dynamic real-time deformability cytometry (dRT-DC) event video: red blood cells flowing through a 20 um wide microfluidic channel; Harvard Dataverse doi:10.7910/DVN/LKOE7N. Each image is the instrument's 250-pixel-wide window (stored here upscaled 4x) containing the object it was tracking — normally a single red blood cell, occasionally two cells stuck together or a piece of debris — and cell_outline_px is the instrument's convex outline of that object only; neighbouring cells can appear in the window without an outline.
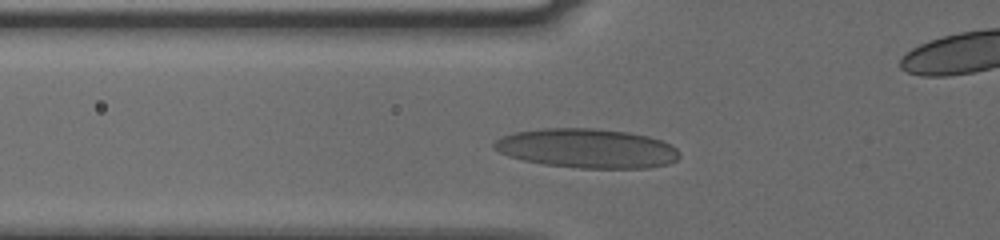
{"species": "human", "species_latin": "Homo sapiens", "temperature_condition": "cold", "stored_images_in_passage": 29, "camera_frame_rate_fps": 3000, "um_per_image_px": 0.085, "donor": {"sex": "male"}, "frame": {"image": 1, "passage_image": 2, "time_ms": 0.333, "image_size_px": [1000, 240], "cell_outline_px": [[680, 156], [676, 160], [668, 164], [648, 168], [580, 168], [544, 164], [524, 160], [508, 156], [492, 148], [492, 144], [500, 136], [516, 132], [544, 128], [592, 128], [628, 132], [648, 136], [672, 144], [680, 152]], "centroid_in_image_um": [49.9, 12.61], "position_along_channel_um": 75.9, "area_um2": 42.6}}
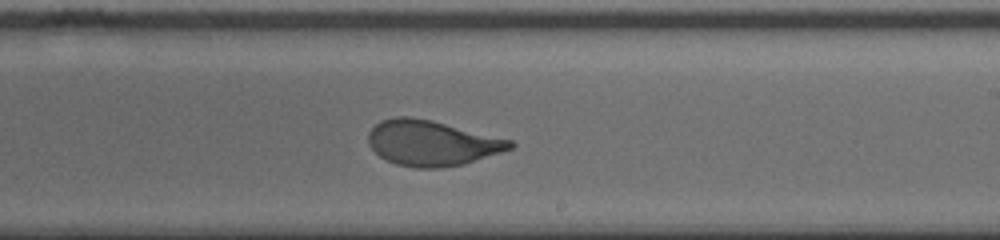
{"frame": {"image": 2, "passage_image": 16, "time_ms": 5.0, "image_size_px": [1000, 240], "cell_outline_px": [[516, 144], [512, 148], [464, 164], [440, 168], [416, 168], [396, 164], [380, 156], [368, 144], [368, 132], [380, 120], [396, 116], [408, 116], [432, 120], [512, 140]], "centroid_in_image_um": [36.69, 12.15], "position_along_channel_um": 252.3, "area_um2": 37.4}}
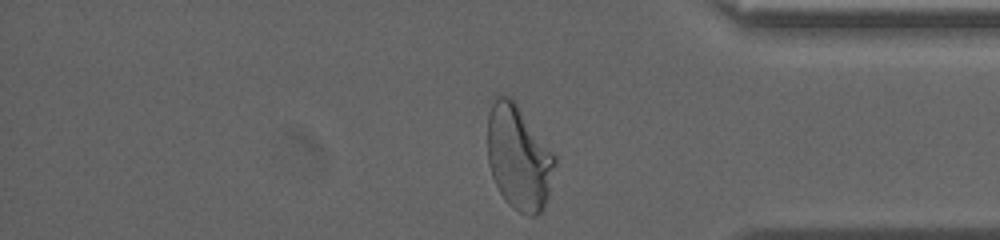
{"frame": {"image": 3, "passage_image": 28, "time_ms": 9.0, "image_size_px": [1000, 240], "cell_outline_px": [[556, 164], [548, 196], [544, 208], [536, 216], [528, 216], [512, 208], [504, 200], [492, 176], [488, 164], [488, 112], [496, 92], [508, 96], [516, 104], [556, 156]], "centroid_in_image_um": [44.08, 13.4], "position_along_channel_um": 391.1, "area_um2": 41.1}, "authors_computed_cell_mechanics": {"area_um2": 37.6278, "velocity_mm_per_s": 3.768, "shape_relaxation_time_tau1_ms": 4.1654, "shape_relaxation_time_tau2_ms": null, "deformation_change_tau1": 0.1645, "deformation_change_tau2": null}}